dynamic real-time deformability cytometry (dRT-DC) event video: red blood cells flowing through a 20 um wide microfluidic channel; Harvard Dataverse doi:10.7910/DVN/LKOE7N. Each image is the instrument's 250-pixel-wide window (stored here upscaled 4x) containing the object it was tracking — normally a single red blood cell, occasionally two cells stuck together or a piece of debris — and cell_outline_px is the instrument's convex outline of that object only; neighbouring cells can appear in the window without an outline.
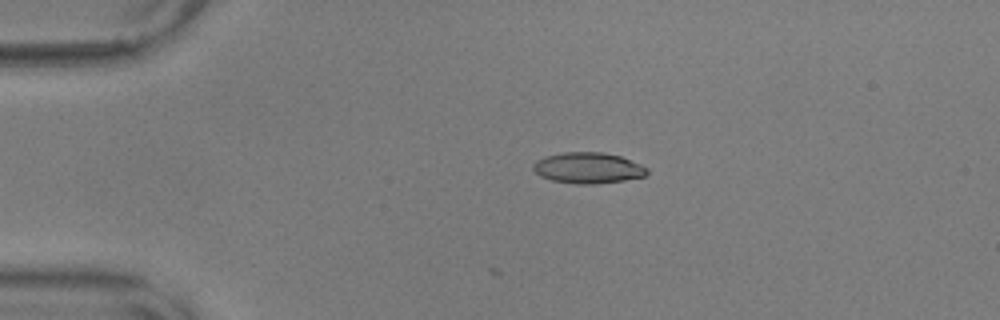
{"species": "common noctule bat (a hibernating species)", "species_latin": "Nyctalus noctula", "temperature_condition": "warm", "stored_images_in_passage": 6, "camera_frame_rate_fps": 3000, "um_per_image_px": 0.085, "animal": {"sex": "male", "body_mass_g": 17.9, "forearm_length_mm": 54.2}, "frame": {"image": 1, "passage_image": 1, "time_ms": 0.0, "image_size_px": [1000, 320], "cell_outline_px": [[648, 172], [644, 176], [624, 180], [596, 184], [576, 184], [552, 180], [540, 176], [532, 168], [532, 164], [536, 160], [544, 156], [564, 152], [604, 152], [620, 156], [640, 164], [648, 168]], "centroid_in_image_um": [49.96, 14.27], "position_along_channel_um": 35.0, "area_um2": 20.58}}